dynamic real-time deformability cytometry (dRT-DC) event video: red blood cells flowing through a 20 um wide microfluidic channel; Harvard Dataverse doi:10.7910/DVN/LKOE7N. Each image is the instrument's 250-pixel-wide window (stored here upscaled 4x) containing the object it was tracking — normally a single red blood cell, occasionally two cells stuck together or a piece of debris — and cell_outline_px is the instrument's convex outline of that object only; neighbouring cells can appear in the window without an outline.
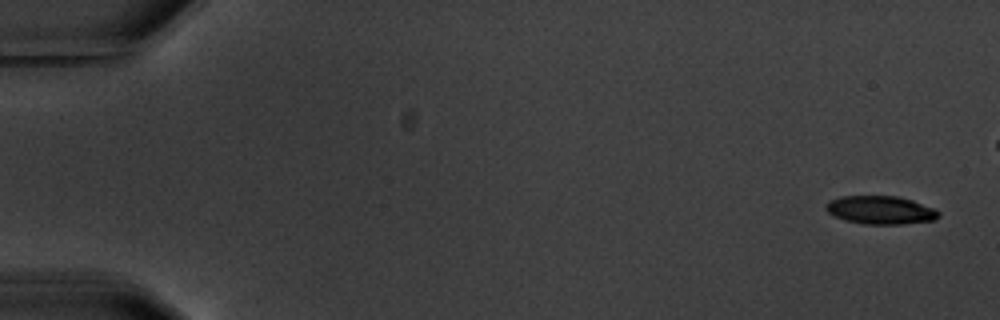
{"species": "common noctule bat (a hibernating species)", "species_latin": "Nyctalus noctula", "temperature_condition": "warm", "stored_images_in_passage": 5, "camera_frame_rate_fps": 3000, "um_per_image_px": 0.085, "animal": {"sex": "male", "body_mass_g": 20.1, "forearm_length_mm": 53.5}, "frame": {"image": 1, "passage_image": 1, "time_ms": 0.0, "image_size_px": [1000, 320], "cell_outline_px": [[940, 216], [936, 220], [904, 224], [864, 224], [844, 220], [828, 212], [824, 208], [824, 204], [840, 196], [896, 196], [912, 200], [932, 208], [940, 212]], "centroid_in_image_um": [74.84, 17.86], "position_along_channel_um": 10.2, "area_um2": 18.55}}
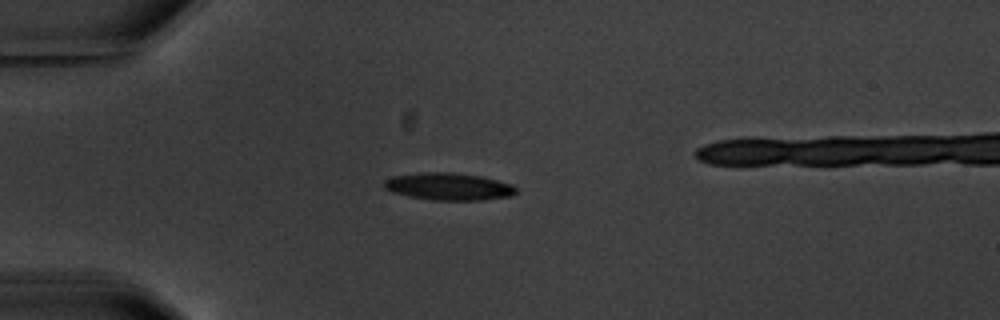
{"frame": {"image": 2, "passage_image": 5, "time_ms": 4.667, "image_size_px": [1000, 320], "cell_outline_px": [[516, 192], [512, 196], [480, 200], [432, 200], [408, 196], [392, 192], [384, 188], [384, 180], [392, 176], [424, 172], [452, 172], [480, 176], [512, 184], [516, 188]], "centroid_in_image_um": [38.12, 15.85], "position_along_channel_um": 46.9, "area_um2": 20.98}}